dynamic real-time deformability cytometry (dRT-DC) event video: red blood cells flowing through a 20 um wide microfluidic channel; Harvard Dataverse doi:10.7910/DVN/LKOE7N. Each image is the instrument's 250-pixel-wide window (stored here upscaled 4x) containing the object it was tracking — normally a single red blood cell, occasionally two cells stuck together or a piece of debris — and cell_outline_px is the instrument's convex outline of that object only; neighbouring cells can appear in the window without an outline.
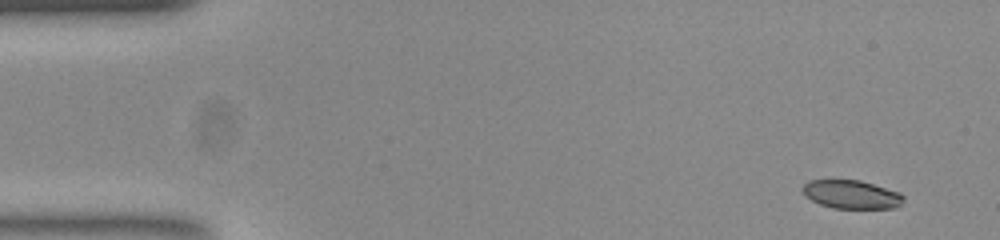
{"species": "common noctule bat (a hibernating species)", "species_latin": "Nyctalus noctula", "temperature_condition": "room temperature", "stored_images_in_passage": 52, "camera_frame_rate_fps": 3000, "um_per_image_px": 0.085, "animal": {"sex": "female", "body_mass_g": 23.0, "forearm_length_mm": 53.4}, "frame": {"image": 1, "passage_image": 1, "time_ms": 0.0, "image_size_px": [1000, 240], "cell_outline_px": [[904, 200], [896, 208], [832, 208], [820, 204], [804, 196], [800, 188], [808, 180], [860, 180], [900, 192], [904, 196]], "centroid_in_image_um": [72.35, 16.52], "position_along_channel_um": 12.7, "area_um2": 16.88}}
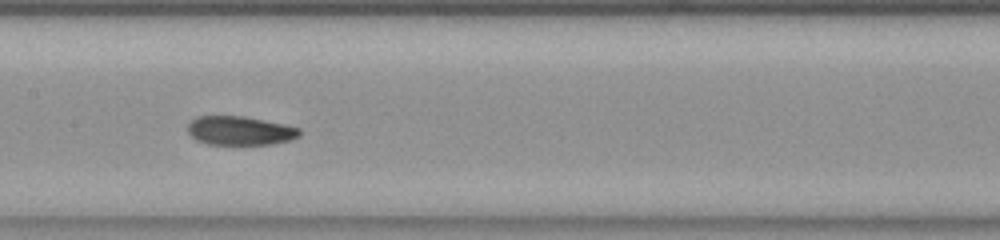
{"frame": {"image": 2, "passage_image": 24, "time_ms": 7.667, "image_size_px": [1000, 240], "cell_outline_px": [[300, 136], [288, 140], [272, 144], [208, 144], [196, 140], [188, 132], [188, 124], [192, 120], [200, 116], [240, 116], [300, 128]], "centroid_in_image_um": [20.36, 11.12], "position_along_channel_um": 187.0, "area_um2": 18.38}}
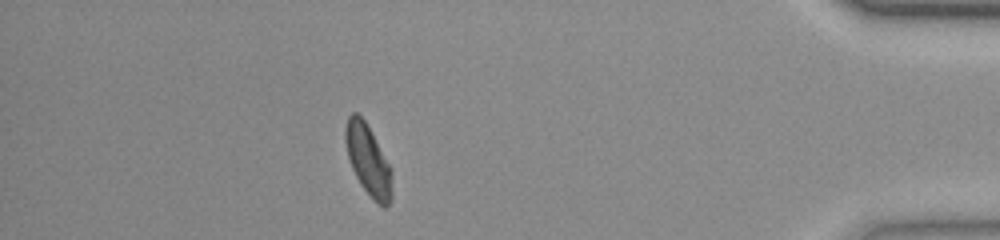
{"frame": {"image": 3, "passage_image": 45, "time_ms": 14.667, "image_size_px": [1000, 240], "cell_outline_px": [[392, 200], [384, 208], [372, 200], [360, 184], [352, 168], [348, 156], [344, 140], [344, 132], [348, 116], [352, 112], [356, 112], [364, 120], [392, 168]], "centroid_in_image_um": [31.3, 13.65], "position_along_channel_um": 403.9, "area_um2": 19.31}}